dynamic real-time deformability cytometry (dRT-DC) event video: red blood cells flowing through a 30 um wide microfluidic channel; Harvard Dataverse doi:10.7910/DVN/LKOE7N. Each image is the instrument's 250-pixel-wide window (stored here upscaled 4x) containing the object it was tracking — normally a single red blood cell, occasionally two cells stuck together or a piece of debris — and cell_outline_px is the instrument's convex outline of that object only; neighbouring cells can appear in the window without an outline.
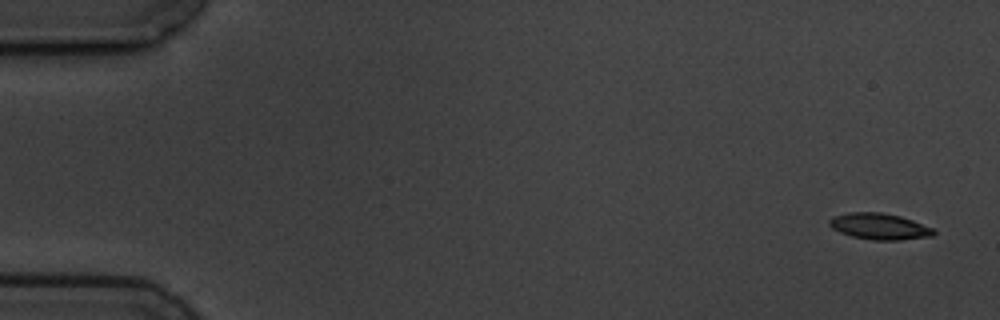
{"species": "common noctule bat (a hibernating species)", "species_latin": "Nyctalus noctula", "temperature_condition": "cold", "stored_images_in_passage": 6, "camera_frame_rate_fps": 3000, "um_per_image_px": 0.085, "animal": {"sex": "male", "body_mass_g": 19.5, "forearm_length_mm": 54.6}, "frame": {"image": 1, "passage_image": 1, "time_ms": 0.0, "image_size_px": [1000, 320], "cell_outline_px": [[936, 232], [932, 236], [900, 240], [872, 240], [852, 236], [840, 232], [832, 228], [828, 224], [828, 220], [832, 216], [848, 212], [880, 212], [900, 216], [936, 228]], "centroid_in_image_um": [74.76, 19.24], "position_along_channel_um": 10.2, "area_um2": 16.13}}